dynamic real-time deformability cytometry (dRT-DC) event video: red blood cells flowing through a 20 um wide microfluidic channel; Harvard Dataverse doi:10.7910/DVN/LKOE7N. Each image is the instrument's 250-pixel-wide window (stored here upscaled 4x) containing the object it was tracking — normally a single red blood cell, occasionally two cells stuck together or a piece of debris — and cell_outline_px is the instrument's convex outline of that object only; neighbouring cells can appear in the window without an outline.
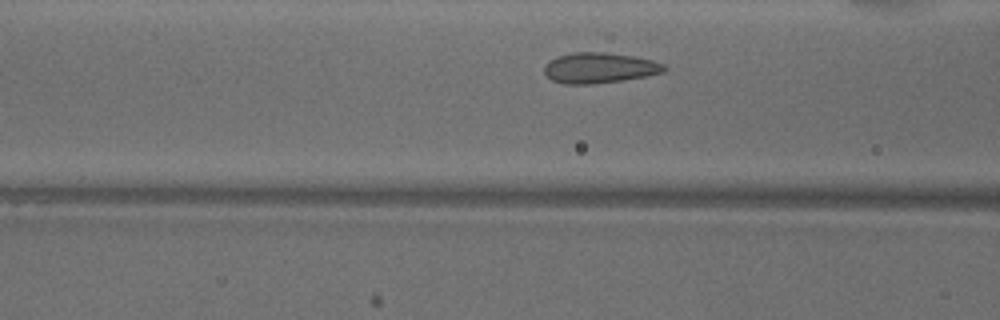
{"species": "common noctule bat (a hibernating species)", "species_latin": "Nyctalus noctula", "temperature_condition": "warm", "stored_images_in_passage": 30, "camera_frame_rate_fps": 3000, "um_per_image_px": 0.085, "animal": {"sex": "male", "body_mass_g": 18.8}, "frame": {"image": 1, "passage_image": 10, "time_ms": 3.0, "image_size_px": [1000, 320], "cell_outline_px": [[668, 68], [664, 72], [624, 80], [592, 84], [564, 84], [552, 80], [544, 72], [544, 68], [552, 60], [560, 56], [572, 52], [604, 52], [632, 56], [652, 60], [664, 64]], "centroid_in_image_um": [50.98, 5.77], "position_along_channel_um": 115.6, "area_um2": 21.1}}
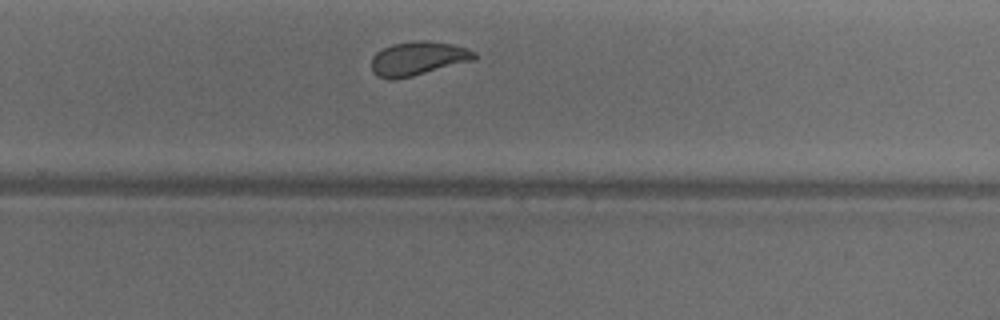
{"frame": {"image": 2, "passage_image": 24, "time_ms": 7.667, "image_size_px": [1000, 320], "cell_outline_px": [[476, 60], [396, 80], [388, 80], [376, 76], [372, 72], [372, 56], [376, 52], [392, 44], [420, 40], [424, 40], [452, 44], [476, 52]], "centroid_in_image_um": [35.51, 4.99], "position_along_channel_um": 294.3, "area_um2": 20.4}}
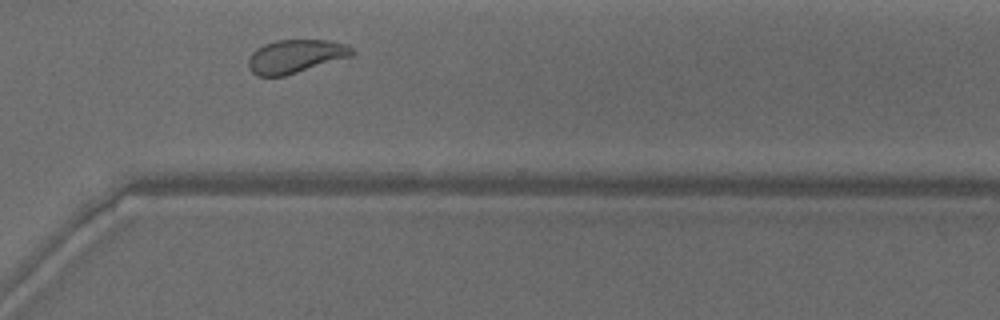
{"frame": {"image": 3, "passage_image": 28, "time_ms": 9.0, "image_size_px": [1000, 320], "cell_outline_px": [[356, 52], [352, 56], [284, 76], [260, 76], [252, 72], [248, 68], [248, 56], [256, 48], [264, 44], [276, 40], [328, 40], [348, 44]], "centroid_in_image_um": [25.12, 4.77], "position_along_channel_um": 345.5, "area_um2": 20.29}, "authors_computed_cell_mechanics": {"area_um2": 20.4323, "velocity_mm_per_s": 3.831, "shape_relaxation_time_tau1_ms": 6.3381, "shape_relaxation_time_tau2_ms": null, "deformation_change_tau1": 0.1335, "deformation_change_tau2": null}}